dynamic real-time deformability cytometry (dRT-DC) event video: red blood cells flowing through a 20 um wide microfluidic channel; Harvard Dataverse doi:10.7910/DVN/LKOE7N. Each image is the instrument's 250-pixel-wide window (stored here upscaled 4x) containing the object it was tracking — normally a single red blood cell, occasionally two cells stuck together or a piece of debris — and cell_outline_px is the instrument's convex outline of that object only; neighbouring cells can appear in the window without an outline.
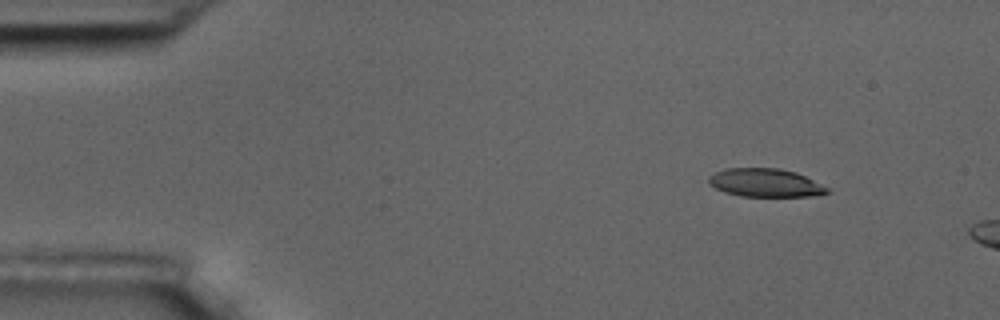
{"species": "common noctule bat (a hibernating species)", "species_latin": "Nyctalus noctula", "temperature_condition": "room temperature", "stored_images_in_passage": 3, "camera_frame_rate_fps": 3000, "um_per_image_px": 0.085, "animal": {"sex": "male", "body_mass_g": 17.5, "forearm_length_mm": 52.3}, "frame": {"image": 1, "passage_image": 1, "time_ms": 0.0, "image_size_px": [1000, 320], "cell_outline_px": [[832, 192], [808, 196], [740, 196], [724, 192], [708, 184], [708, 176], [724, 168], [780, 168], [796, 172], [832, 188]], "centroid_in_image_um": [65.08, 15.53], "position_along_channel_um": 19.9, "area_um2": 19.77}}